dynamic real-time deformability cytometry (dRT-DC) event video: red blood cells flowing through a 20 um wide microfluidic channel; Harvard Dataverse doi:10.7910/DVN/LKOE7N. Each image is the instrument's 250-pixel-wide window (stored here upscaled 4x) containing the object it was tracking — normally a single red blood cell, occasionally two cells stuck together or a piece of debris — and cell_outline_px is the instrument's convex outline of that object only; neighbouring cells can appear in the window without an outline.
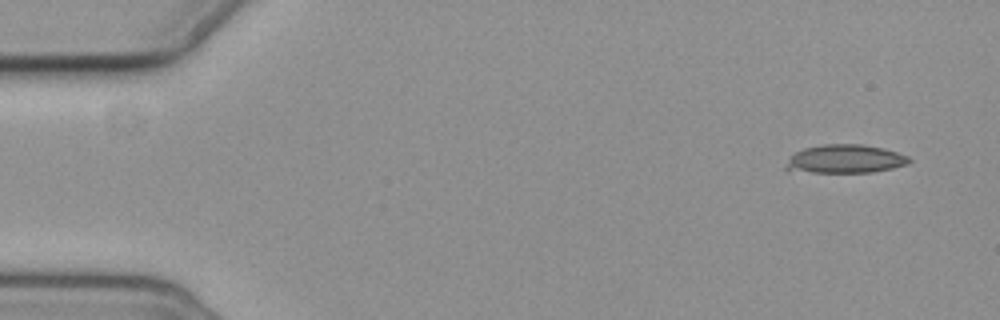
{"species": "common noctule bat (a hibernating species)", "species_latin": "Nyctalus noctula", "temperature_condition": "cold", "stored_images_in_passage": 2, "camera_frame_rate_fps": 3000, "um_per_image_px": 0.085, "animal": {"sex": "female", "body_mass_g": 19.3, "forearm_length_mm": 54.1}, "frame": {"image": 1, "passage_image": 1, "time_ms": 0.0, "image_size_px": [1000, 320], "cell_outline_px": [[912, 160], [908, 164], [892, 168], [872, 172], [788, 172], [784, 168], [788, 160], [796, 152], [804, 148], [824, 144], [860, 144], [884, 148], [908, 156]], "centroid_in_image_um": [71.82, 13.52], "position_along_channel_um": 13.2, "area_um2": 20.52}}